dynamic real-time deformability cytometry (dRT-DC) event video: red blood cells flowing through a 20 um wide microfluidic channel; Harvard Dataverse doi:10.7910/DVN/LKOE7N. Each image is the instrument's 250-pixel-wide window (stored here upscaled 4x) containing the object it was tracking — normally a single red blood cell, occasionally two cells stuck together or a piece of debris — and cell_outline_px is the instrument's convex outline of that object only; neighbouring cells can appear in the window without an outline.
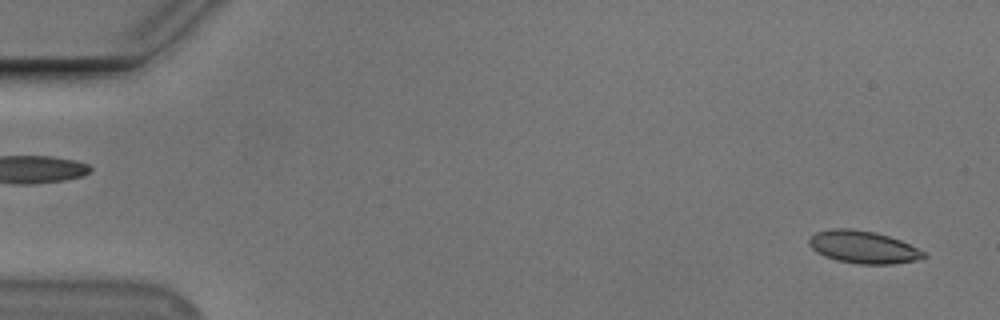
{"species": "Egyptian fruit bat (a non-hibernating species)", "species_latin": "Rousettus aegyptiacus", "temperature_condition": "cold", "stored_images_in_passage": 3, "camera_frame_rate_fps": 3000, "um_per_image_px": 0.085, "animal": {"sex": "male"}, "frame": {"image": 1, "passage_image": 3, "time_ms": 2.0, "image_size_px": [1000, 320], "cell_outline_px": [[928, 256], [916, 260], [892, 264], [860, 264], [836, 260], [824, 256], [816, 252], [808, 244], [808, 240], [816, 232], [832, 228], [852, 228], [876, 232], [900, 240], [924, 252]], "centroid_in_image_um": [73.34, 21.0], "position_along_channel_um": 11.7, "area_um2": 21.68}}